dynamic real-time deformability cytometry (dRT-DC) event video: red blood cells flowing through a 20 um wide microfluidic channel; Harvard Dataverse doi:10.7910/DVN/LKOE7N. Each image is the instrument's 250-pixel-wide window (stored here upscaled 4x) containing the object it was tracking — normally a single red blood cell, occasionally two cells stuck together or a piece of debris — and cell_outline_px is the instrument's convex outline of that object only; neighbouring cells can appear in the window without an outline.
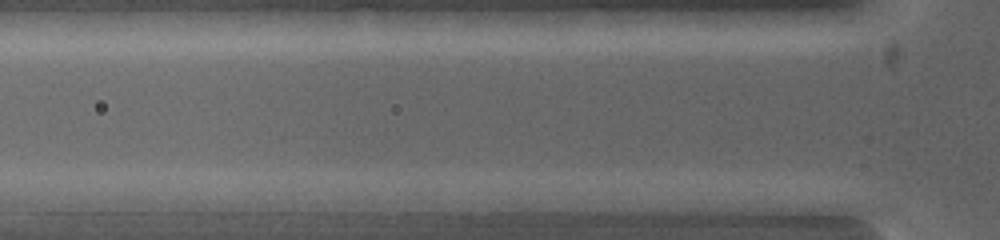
{"species": "common noctule bat (a hibernating species)", "species_latin": "Nyctalus noctula", "temperature_condition": "warm", "stored_images_in_passage": 3, "camera_frame_rate_fps": 5000, "um_per_image_px": 0.085, "animal": {"sex": "female", "body_mass_g": 19.0, "forearm_length_mm": 53.3}, "frame": {"image": 1, "passage_image": 3, "time_ms": 0.8, "image_size_px": [1000, 240], "cell_outline_px": [[620, 200], [556, 212], [500, 212], [496, 208], [492, 200], [560, 192]], "centroid_in_image_um": [46.57, 17.23], "position_along_channel_um": 79.2, "area_um2": 11.73}}